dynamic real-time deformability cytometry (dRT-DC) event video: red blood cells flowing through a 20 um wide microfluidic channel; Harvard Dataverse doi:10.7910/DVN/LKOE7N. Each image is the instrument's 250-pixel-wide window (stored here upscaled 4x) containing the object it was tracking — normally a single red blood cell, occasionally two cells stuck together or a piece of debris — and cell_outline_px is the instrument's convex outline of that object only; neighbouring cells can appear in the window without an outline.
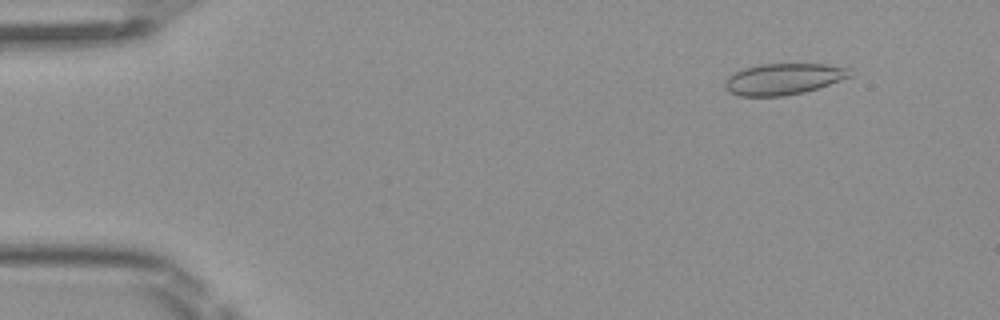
{"species": "Egyptian fruit bat (a non-hibernating species)", "species_latin": "Rousettus aegyptiacus", "temperature_condition": "room temperature", "stored_images_in_passage": 49, "camera_frame_rate_fps": 3000, "um_per_image_px": 0.085, "frame": {"image": 1, "passage_image": 5, "time_ms": 1.333, "image_size_px": [1000, 320], "cell_outline_px": [[852, 76], [804, 92], [784, 96], [740, 96], [728, 92], [724, 84], [728, 76], [744, 68], [760, 64], [824, 64], [848, 68]], "centroid_in_image_um": [66.56, 6.72], "position_along_channel_um": 18.4, "area_um2": 22.54}}
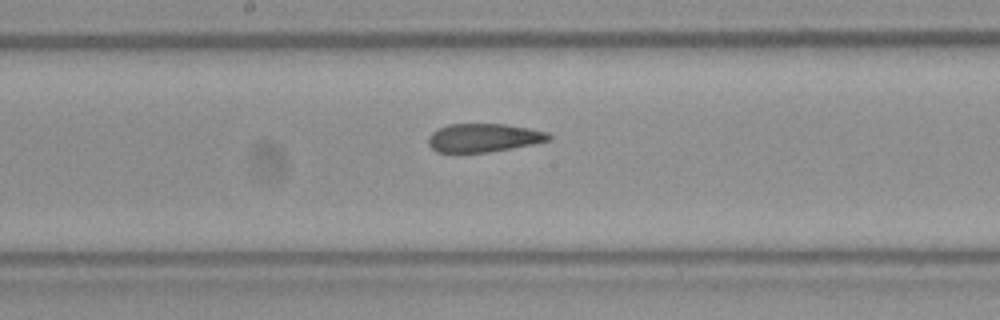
{"frame": {"image": 2, "passage_image": 26, "time_ms": 8.333, "image_size_px": [1000, 320], "cell_outline_px": [[552, 140], [512, 148], [488, 152], [436, 152], [428, 144], [428, 136], [432, 132], [448, 124], [508, 124], [548, 132], [552, 136]], "centroid_in_image_um": [41.13, 11.71], "position_along_channel_um": 207.1, "area_um2": 20.0}}
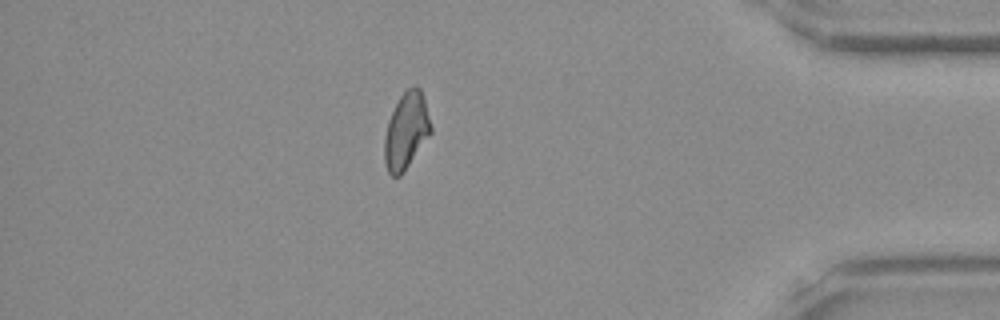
{"frame": {"image": 3, "passage_image": 43, "time_ms": 14.0, "image_size_px": [1000, 320], "cell_outline_px": [[432, 132], [404, 172], [400, 176], [392, 176], [388, 172], [384, 160], [384, 136], [388, 120], [400, 96], [408, 88], [416, 84], [420, 88], [424, 96], [432, 128]], "centroid_in_image_um": [34.53, 11.12], "position_along_channel_um": 400.7, "area_um2": 20.81}, "authors_computed_cell_mechanics": {"area_um2": 21.3282, "velocity_mm_per_s": 4.0824, "shape_relaxation_time_tau1_ms": null, "shape_relaxation_time_tau2_ms": 2.471, "deformation_change_tau1": null, "deformation_change_tau2": 0.0645}}